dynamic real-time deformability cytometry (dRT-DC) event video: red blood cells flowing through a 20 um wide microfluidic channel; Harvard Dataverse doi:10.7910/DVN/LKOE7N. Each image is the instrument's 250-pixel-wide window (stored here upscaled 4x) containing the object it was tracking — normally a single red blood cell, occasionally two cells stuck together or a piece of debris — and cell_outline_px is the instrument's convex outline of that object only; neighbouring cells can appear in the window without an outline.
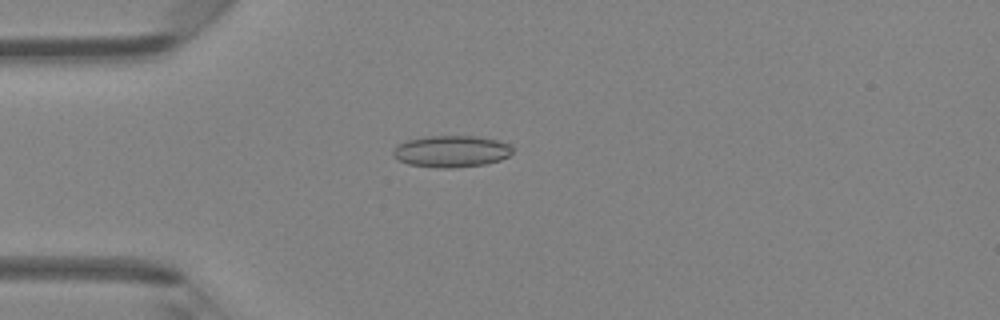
{"species": "Egyptian fruit bat (a non-hibernating species)", "species_latin": "Rousettus aegyptiacus", "temperature_condition": "room temperature", "stored_images_in_passage": 47, "camera_frame_rate_fps": 3000, "um_per_image_px": 0.085, "animal": {"sex": "female"}, "frame": {"image": 1, "passage_image": 13, "time_ms": 4.0, "image_size_px": [1000, 320], "cell_outline_px": [[512, 152], [508, 156], [500, 160], [484, 164], [452, 168], [436, 168], [408, 164], [396, 160], [392, 156], [392, 152], [396, 144], [408, 140], [428, 136], [476, 136], [496, 140], [508, 144], [512, 148]], "centroid_in_image_um": [38.3, 12.87], "position_along_channel_um": 46.7, "area_um2": 22.14}}
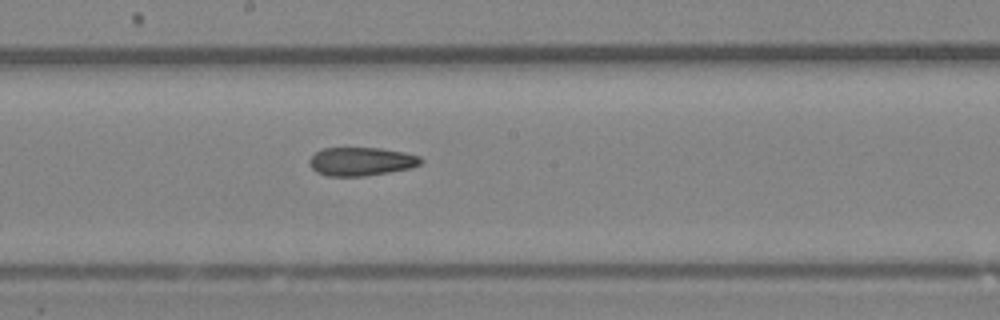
{"frame": {"image": 2, "passage_image": 26, "time_ms": 8.333, "image_size_px": [1000, 320], "cell_outline_px": [[424, 160], [420, 164], [412, 168], [364, 176], [328, 176], [316, 172], [308, 164], [308, 160], [316, 152], [324, 148], [380, 148], [404, 152], [420, 156]], "centroid_in_image_um": [30.7, 13.72], "position_along_channel_um": 217.5, "area_um2": 18.55}}
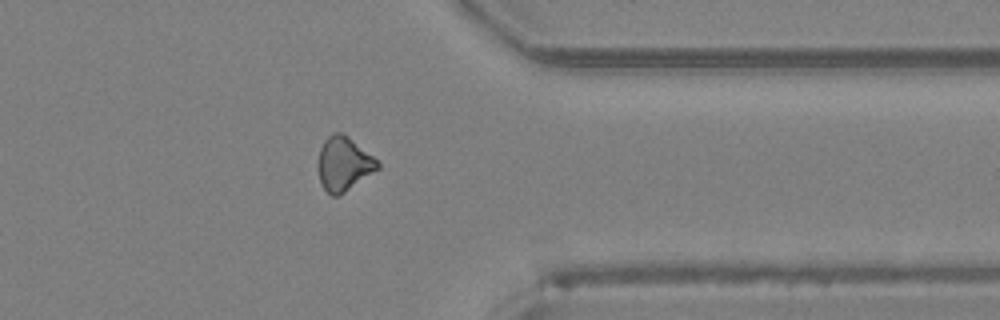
{"frame": {"image": 3, "passage_image": 38, "time_ms": 12.333, "image_size_px": [1000, 320], "cell_outline_px": [[380, 168], [340, 196], [332, 196], [320, 184], [320, 148], [324, 140], [332, 132], [344, 132], [372, 156], [380, 164]], "centroid_in_image_um": [29.24, 13.92], "position_along_channel_um": 382.2, "area_um2": 18.55}, "authors_computed_cell_mechanics": {"area_um2": 19.4786, "velocity_mm_per_s": 4.3238, "shape_relaxation_time_tau1_ms": null, "shape_relaxation_time_tau2_ms": 6.5338, "deformation_change_tau1": null, "deformation_change_tau2": 0.1583}}